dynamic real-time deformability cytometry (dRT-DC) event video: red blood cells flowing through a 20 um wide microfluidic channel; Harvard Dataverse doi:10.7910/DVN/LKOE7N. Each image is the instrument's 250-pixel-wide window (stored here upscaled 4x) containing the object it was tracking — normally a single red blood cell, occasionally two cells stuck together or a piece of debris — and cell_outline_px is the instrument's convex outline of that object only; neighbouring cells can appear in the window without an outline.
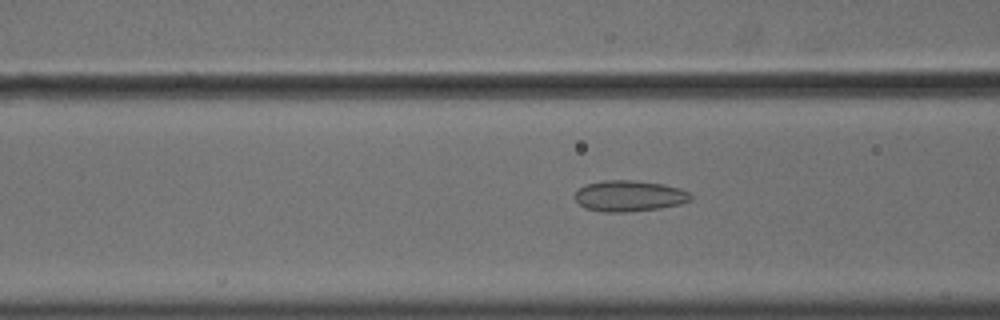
{"species": "common noctule bat (a hibernating species)", "species_latin": "Nyctalus noctula", "temperature_condition": "cold", "stored_images_in_passage": 39, "camera_frame_rate_fps": 3000, "um_per_image_px": 0.085, "animal": {"sex": "male", "body_mass_g": 18.8}, "frame": {"image": 1, "passage_image": 6, "time_ms": 1.667, "image_size_px": [1000, 320], "cell_outline_px": [[692, 200], [680, 204], [660, 208], [624, 212], [600, 212], [584, 208], [572, 196], [584, 184], [604, 180], [632, 180], [664, 184], [680, 188], [688, 192], [692, 196]], "centroid_in_image_um": [53.46, 16.65], "position_along_channel_um": 113.1, "area_um2": 21.1}}
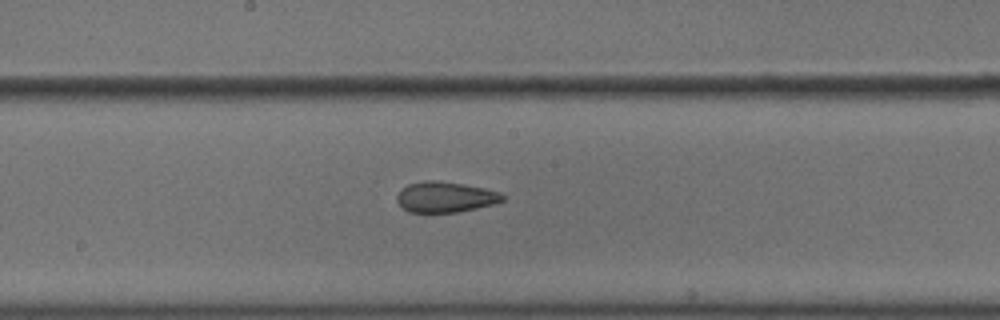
{"frame": {"image": 2, "passage_image": 14, "time_ms": 4.333, "image_size_px": [1000, 320], "cell_outline_px": [[504, 200], [492, 204], [476, 208], [456, 212], [408, 212], [400, 208], [396, 200], [396, 196], [400, 188], [408, 184], [424, 180], [436, 180], [464, 184], [484, 188], [500, 192], [504, 196]], "centroid_in_image_um": [37.78, 16.74], "position_along_channel_um": 210.4, "area_um2": 19.02}}
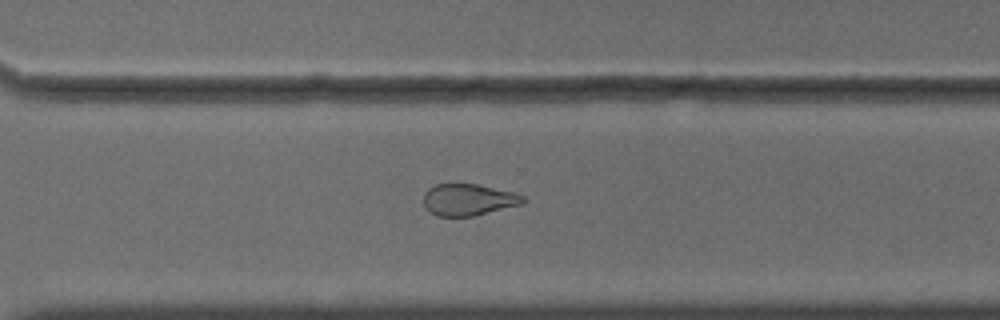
{"frame": {"image": 3, "passage_image": 24, "time_ms": 7.667, "image_size_px": [1000, 320], "cell_outline_px": [[528, 200], [524, 204], [472, 216], [436, 216], [428, 212], [424, 204], [424, 192], [428, 188], [436, 184], [452, 180], [476, 184], [512, 192], [524, 196]], "centroid_in_image_um": [39.78, 16.94], "position_along_channel_um": 330.8, "area_um2": 19.02}, "authors_computed_cell_mechanics": {"area_um2": 20.3456, "velocity_mm_per_s": 3.6261, "shape_relaxation_time_tau1_ms": null, "shape_relaxation_time_tau2_ms": 2.6729, "deformation_change_tau1": null, "deformation_change_tau2": 0.0744}}